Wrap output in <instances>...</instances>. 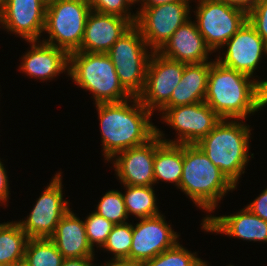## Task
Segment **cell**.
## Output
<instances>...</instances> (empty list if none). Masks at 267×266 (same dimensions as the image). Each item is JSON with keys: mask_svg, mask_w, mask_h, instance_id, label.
I'll return each instance as SVG.
<instances>
[{"mask_svg": "<svg viewBox=\"0 0 267 266\" xmlns=\"http://www.w3.org/2000/svg\"><path fill=\"white\" fill-rule=\"evenodd\" d=\"M204 102L221 119L246 120L250 114L266 107L267 80H256L216 60L210 61Z\"/></svg>", "mask_w": 267, "mask_h": 266, "instance_id": "cell-1", "label": "cell"}, {"mask_svg": "<svg viewBox=\"0 0 267 266\" xmlns=\"http://www.w3.org/2000/svg\"><path fill=\"white\" fill-rule=\"evenodd\" d=\"M95 106L100 121L102 155L107 161L121 151L147 143L156 135L157 127L150 121L153 113L138 97Z\"/></svg>", "mask_w": 267, "mask_h": 266, "instance_id": "cell-2", "label": "cell"}, {"mask_svg": "<svg viewBox=\"0 0 267 266\" xmlns=\"http://www.w3.org/2000/svg\"><path fill=\"white\" fill-rule=\"evenodd\" d=\"M178 189L207 213L237 187L215 166L197 144H183V169Z\"/></svg>", "mask_w": 267, "mask_h": 266, "instance_id": "cell-3", "label": "cell"}, {"mask_svg": "<svg viewBox=\"0 0 267 266\" xmlns=\"http://www.w3.org/2000/svg\"><path fill=\"white\" fill-rule=\"evenodd\" d=\"M240 121V122H239ZM242 121V122H241ZM250 126L243 120L222 119L198 143L208 159L235 185L250 160Z\"/></svg>", "mask_w": 267, "mask_h": 266, "instance_id": "cell-4", "label": "cell"}, {"mask_svg": "<svg viewBox=\"0 0 267 266\" xmlns=\"http://www.w3.org/2000/svg\"><path fill=\"white\" fill-rule=\"evenodd\" d=\"M68 75L76 85L92 92L95 104L117 103L132 98L120 83L107 53H69Z\"/></svg>", "mask_w": 267, "mask_h": 266, "instance_id": "cell-5", "label": "cell"}, {"mask_svg": "<svg viewBox=\"0 0 267 266\" xmlns=\"http://www.w3.org/2000/svg\"><path fill=\"white\" fill-rule=\"evenodd\" d=\"M152 53L135 24L107 52L120 83L132 97H138L143 92Z\"/></svg>", "mask_w": 267, "mask_h": 266, "instance_id": "cell-6", "label": "cell"}, {"mask_svg": "<svg viewBox=\"0 0 267 266\" xmlns=\"http://www.w3.org/2000/svg\"><path fill=\"white\" fill-rule=\"evenodd\" d=\"M91 7L88 0H57L46 6L43 42L64 49L68 54L81 44Z\"/></svg>", "mask_w": 267, "mask_h": 266, "instance_id": "cell-7", "label": "cell"}, {"mask_svg": "<svg viewBox=\"0 0 267 266\" xmlns=\"http://www.w3.org/2000/svg\"><path fill=\"white\" fill-rule=\"evenodd\" d=\"M194 11L198 31L212 52L223 45L247 21V13L220 0H198Z\"/></svg>", "mask_w": 267, "mask_h": 266, "instance_id": "cell-8", "label": "cell"}, {"mask_svg": "<svg viewBox=\"0 0 267 266\" xmlns=\"http://www.w3.org/2000/svg\"><path fill=\"white\" fill-rule=\"evenodd\" d=\"M163 122L177 131V139H165L164 133L156 128L158 137L166 143L197 144L222 120L204 101L191 105L162 107Z\"/></svg>", "mask_w": 267, "mask_h": 266, "instance_id": "cell-9", "label": "cell"}, {"mask_svg": "<svg viewBox=\"0 0 267 266\" xmlns=\"http://www.w3.org/2000/svg\"><path fill=\"white\" fill-rule=\"evenodd\" d=\"M190 1H175L153 7H140L135 25L149 49L158 51L173 33L190 20Z\"/></svg>", "mask_w": 267, "mask_h": 266, "instance_id": "cell-10", "label": "cell"}, {"mask_svg": "<svg viewBox=\"0 0 267 266\" xmlns=\"http://www.w3.org/2000/svg\"><path fill=\"white\" fill-rule=\"evenodd\" d=\"M62 186V176L59 172L37 198L26 220L18 221L29 238H50L60 219L70 209L68 201L63 199Z\"/></svg>", "mask_w": 267, "mask_h": 266, "instance_id": "cell-11", "label": "cell"}, {"mask_svg": "<svg viewBox=\"0 0 267 266\" xmlns=\"http://www.w3.org/2000/svg\"><path fill=\"white\" fill-rule=\"evenodd\" d=\"M184 68L185 63L153 51L147 66L145 86L138 96L140 102L152 113L160 110L170 100L183 76Z\"/></svg>", "mask_w": 267, "mask_h": 266, "instance_id": "cell-12", "label": "cell"}, {"mask_svg": "<svg viewBox=\"0 0 267 266\" xmlns=\"http://www.w3.org/2000/svg\"><path fill=\"white\" fill-rule=\"evenodd\" d=\"M132 225V245L128 261L144 263L178 243L177 232L168 225L163 214L138 219Z\"/></svg>", "mask_w": 267, "mask_h": 266, "instance_id": "cell-13", "label": "cell"}, {"mask_svg": "<svg viewBox=\"0 0 267 266\" xmlns=\"http://www.w3.org/2000/svg\"><path fill=\"white\" fill-rule=\"evenodd\" d=\"M228 47L223 56L215 58L224 67L239 71L250 77L267 55V45L257 31L246 21L223 45Z\"/></svg>", "mask_w": 267, "mask_h": 266, "instance_id": "cell-14", "label": "cell"}, {"mask_svg": "<svg viewBox=\"0 0 267 266\" xmlns=\"http://www.w3.org/2000/svg\"><path fill=\"white\" fill-rule=\"evenodd\" d=\"M46 4L42 0H5L0 24L25 41H39L45 28Z\"/></svg>", "mask_w": 267, "mask_h": 266, "instance_id": "cell-15", "label": "cell"}, {"mask_svg": "<svg viewBox=\"0 0 267 266\" xmlns=\"http://www.w3.org/2000/svg\"><path fill=\"white\" fill-rule=\"evenodd\" d=\"M155 151L156 135L143 145L117 153L111 160L118 180L123 185L154 186Z\"/></svg>", "mask_w": 267, "mask_h": 266, "instance_id": "cell-16", "label": "cell"}, {"mask_svg": "<svg viewBox=\"0 0 267 266\" xmlns=\"http://www.w3.org/2000/svg\"><path fill=\"white\" fill-rule=\"evenodd\" d=\"M133 25L129 19L91 10L86 20L82 44L77 51L107 53Z\"/></svg>", "mask_w": 267, "mask_h": 266, "instance_id": "cell-17", "label": "cell"}, {"mask_svg": "<svg viewBox=\"0 0 267 266\" xmlns=\"http://www.w3.org/2000/svg\"><path fill=\"white\" fill-rule=\"evenodd\" d=\"M206 232L225 234L246 241L267 242V221L254 215L247 207L231 215H206L202 220Z\"/></svg>", "mask_w": 267, "mask_h": 266, "instance_id": "cell-18", "label": "cell"}, {"mask_svg": "<svg viewBox=\"0 0 267 266\" xmlns=\"http://www.w3.org/2000/svg\"><path fill=\"white\" fill-rule=\"evenodd\" d=\"M31 49L21 58L19 69L29 77L43 81L54 79L69 69V54L62 48L44 43L29 41Z\"/></svg>", "mask_w": 267, "mask_h": 266, "instance_id": "cell-19", "label": "cell"}, {"mask_svg": "<svg viewBox=\"0 0 267 266\" xmlns=\"http://www.w3.org/2000/svg\"><path fill=\"white\" fill-rule=\"evenodd\" d=\"M157 52L185 64L207 62L209 54L213 53L194 20L180 26Z\"/></svg>", "mask_w": 267, "mask_h": 266, "instance_id": "cell-20", "label": "cell"}, {"mask_svg": "<svg viewBox=\"0 0 267 266\" xmlns=\"http://www.w3.org/2000/svg\"><path fill=\"white\" fill-rule=\"evenodd\" d=\"M71 209L60 219L50 239L64 258L94 257L95 251L88 241L85 223Z\"/></svg>", "mask_w": 267, "mask_h": 266, "instance_id": "cell-21", "label": "cell"}, {"mask_svg": "<svg viewBox=\"0 0 267 266\" xmlns=\"http://www.w3.org/2000/svg\"><path fill=\"white\" fill-rule=\"evenodd\" d=\"M210 61L185 64L183 76L163 107L191 105L205 100Z\"/></svg>", "mask_w": 267, "mask_h": 266, "instance_id": "cell-22", "label": "cell"}, {"mask_svg": "<svg viewBox=\"0 0 267 266\" xmlns=\"http://www.w3.org/2000/svg\"><path fill=\"white\" fill-rule=\"evenodd\" d=\"M154 181L174 183L179 187L183 169V145L163 142L156 134Z\"/></svg>", "mask_w": 267, "mask_h": 266, "instance_id": "cell-23", "label": "cell"}, {"mask_svg": "<svg viewBox=\"0 0 267 266\" xmlns=\"http://www.w3.org/2000/svg\"><path fill=\"white\" fill-rule=\"evenodd\" d=\"M28 239L17 221L0 223V265L22 263Z\"/></svg>", "mask_w": 267, "mask_h": 266, "instance_id": "cell-24", "label": "cell"}, {"mask_svg": "<svg viewBox=\"0 0 267 266\" xmlns=\"http://www.w3.org/2000/svg\"><path fill=\"white\" fill-rule=\"evenodd\" d=\"M126 193L123 194L125 207L129 215L138 219L153 217L161 214L156 204L153 186L124 185Z\"/></svg>", "mask_w": 267, "mask_h": 266, "instance_id": "cell-25", "label": "cell"}, {"mask_svg": "<svg viewBox=\"0 0 267 266\" xmlns=\"http://www.w3.org/2000/svg\"><path fill=\"white\" fill-rule=\"evenodd\" d=\"M64 259L50 238H29L23 263L27 266H62Z\"/></svg>", "mask_w": 267, "mask_h": 266, "instance_id": "cell-26", "label": "cell"}, {"mask_svg": "<svg viewBox=\"0 0 267 266\" xmlns=\"http://www.w3.org/2000/svg\"><path fill=\"white\" fill-rule=\"evenodd\" d=\"M207 263L198 258L196 252L188 251L178 242L174 247L142 264L143 266H208Z\"/></svg>", "mask_w": 267, "mask_h": 266, "instance_id": "cell-27", "label": "cell"}, {"mask_svg": "<svg viewBox=\"0 0 267 266\" xmlns=\"http://www.w3.org/2000/svg\"><path fill=\"white\" fill-rule=\"evenodd\" d=\"M132 245V224L126 222L123 224H115L111 233L108 235L103 250L112 252L113 258L109 261H128Z\"/></svg>", "mask_w": 267, "mask_h": 266, "instance_id": "cell-28", "label": "cell"}, {"mask_svg": "<svg viewBox=\"0 0 267 266\" xmlns=\"http://www.w3.org/2000/svg\"><path fill=\"white\" fill-rule=\"evenodd\" d=\"M96 208L97 209L94 211L95 213L114 224L126 223L128 219L123 193L118 190L106 192Z\"/></svg>", "mask_w": 267, "mask_h": 266, "instance_id": "cell-29", "label": "cell"}, {"mask_svg": "<svg viewBox=\"0 0 267 266\" xmlns=\"http://www.w3.org/2000/svg\"><path fill=\"white\" fill-rule=\"evenodd\" d=\"M84 223L88 241L93 249L95 244L99 249L103 247L115 225L113 222L99 216L95 212L89 214L84 220Z\"/></svg>", "mask_w": 267, "mask_h": 266, "instance_id": "cell-30", "label": "cell"}, {"mask_svg": "<svg viewBox=\"0 0 267 266\" xmlns=\"http://www.w3.org/2000/svg\"><path fill=\"white\" fill-rule=\"evenodd\" d=\"M88 3L93 11L117 15L136 23L137 13L132 15L130 11L131 6L135 4L133 0H88Z\"/></svg>", "mask_w": 267, "mask_h": 266, "instance_id": "cell-31", "label": "cell"}, {"mask_svg": "<svg viewBox=\"0 0 267 266\" xmlns=\"http://www.w3.org/2000/svg\"><path fill=\"white\" fill-rule=\"evenodd\" d=\"M247 21L267 45V0H261L247 13Z\"/></svg>", "mask_w": 267, "mask_h": 266, "instance_id": "cell-32", "label": "cell"}, {"mask_svg": "<svg viewBox=\"0 0 267 266\" xmlns=\"http://www.w3.org/2000/svg\"><path fill=\"white\" fill-rule=\"evenodd\" d=\"M254 215L267 221V188L246 206Z\"/></svg>", "mask_w": 267, "mask_h": 266, "instance_id": "cell-33", "label": "cell"}, {"mask_svg": "<svg viewBox=\"0 0 267 266\" xmlns=\"http://www.w3.org/2000/svg\"><path fill=\"white\" fill-rule=\"evenodd\" d=\"M8 176H7V172L4 168V164L2 163L1 159H0V205H4L6 206L8 202V198H9V193L10 191L9 189V182H8ZM6 203V204H4Z\"/></svg>", "mask_w": 267, "mask_h": 266, "instance_id": "cell-34", "label": "cell"}, {"mask_svg": "<svg viewBox=\"0 0 267 266\" xmlns=\"http://www.w3.org/2000/svg\"><path fill=\"white\" fill-rule=\"evenodd\" d=\"M228 5L240 8L248 13L252 8H254L261 0H220Z\"/></svg>", "mask_w": 267, "mask_h": 266, "instance_id": "cell-35", "label": "cell"}, {"mask_svg": "<svg viewBox=\"0 0 267 266\" xmlns=\"http://www.w3.org/2000/svg\"><path fill=\"white\" fill-rule=\"evenodd\" d=\"M94 257L65 258L62 266H96Z\"/></svg>", "mask_w": 267, "mask_h": 266, "instance_id": "cell-36", "label": "cell"}, {"mask_svg": "<svg viewBox=\"0 0 267 266\" xmlns=\"http://www.w3.org/2000/svg\"><path fill=\"white\" fill-rule=\"evenodd\" d=\"M175 1H190V0H138L140 7H153L160 4L171 3Z\"/></svg>", "mask_w": 267, "mask_h": 266, "instance_id": "cell-37", "label": "cell"}, {"mask_svg": "<svg viewBox=\"0 0 267 266\" xmlns=\"http://www.w3.org/2000/svg\"><path fill=\"white\" fill-rule=\"evenodd\" d=\"M100 266H143V264L139 262H131V261L122 260V261H108Z\"/></svg>", "mask_w": 267, "mask_h": 266, "instance_id": "cell-38", "label": "cell"}, {"mask_svg": "<svg viewBox=\"0 0 267 266\" xmlns=\"http://www.w3.org/2000/svg\"><path fill=\"white\" fill-rule=\"evenodd\" d=\"M4 5H5V0H0V17L2 16Z\"/></svg>", "mask_w": 267, "mask_h": 266, "instance_id": "cell-39", "label": "cell"}, {"mask_svg": "<svg viewBox=\"0 0 267 266\" xmlns=\"http://www.w3.org/2000/svg\"><path fill=\"white\" fill-rule=\"evenodd\" d=\"M46 5L52 3V2H55L57 0H42Z\"/></svg>", "mask_w": 267, "mask_h": 266, "instance_id": "cell-40", "label": "cell"}, {"mask_svg": "<svg viewBox=\"0 0 267 266\" xmlns=\"http://www.w3.org/2000/svg\"><path fill=\"white\" fill-rule=\"evenodd\" d=\"M16 266H27L25 263H20V264H17Z\"/></svg>", "mask_w": 267, "mask_h": 266, "instance_id": "cell-41", "label": "cell"}, {"mask_svg": "<svg viewBox=\"0 0 267 266\" xmlns=\"http://www.w3.org/2000/svg\"><path fill=\"white\" fill-rule=\"evenodd\" d=\"M0 266H16V265H0Z\"/></svg>", "mask_w": 267, "mask_h": 266, "instance_id": "cell-42", "label": "cell"}]
</instances>
